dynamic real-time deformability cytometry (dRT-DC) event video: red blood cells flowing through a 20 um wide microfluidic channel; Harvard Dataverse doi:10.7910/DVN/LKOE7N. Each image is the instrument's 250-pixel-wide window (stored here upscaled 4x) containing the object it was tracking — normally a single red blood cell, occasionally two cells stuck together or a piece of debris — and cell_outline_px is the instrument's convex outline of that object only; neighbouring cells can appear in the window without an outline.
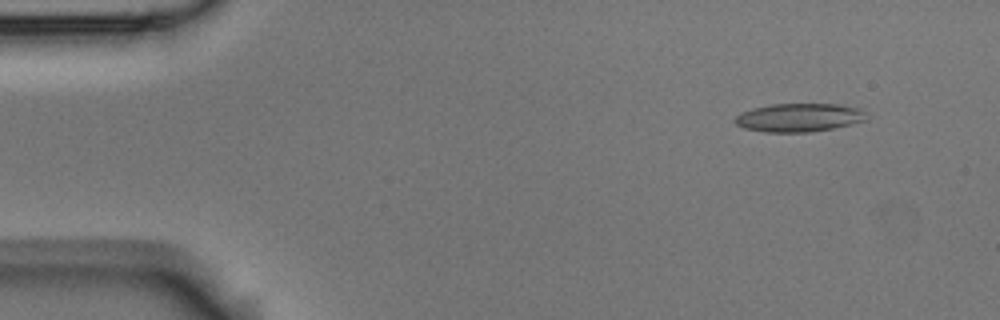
{"species": "Egyptian fruit bat (a non-hibernating species)", "species_latin": "Rousettus aegyptiacus", "temperature_condition": "room temperature", "stored_images_in_passage": 4, "camera_frame_rate_fps": 3000, "um_per_image_px": 0.085, "animal": {"sex": "male"}, "frame": {"image": 1, "passage_image": 2, "time_ms": 0.333, "image_size_px": [1000, 320], "cell_outline_px": [[868, 120], [832, 128], [812, 132], [764, 132], [744, 128], [736, 124], [732, 120], [740, 112], [752, 108], [768, 104], [840, 104], [860, 108], [864, 112]], "centroid_in_image_um": [67.89, 9.99], "position_along_channel_um": 17.1, "area_um2": 21.96}}
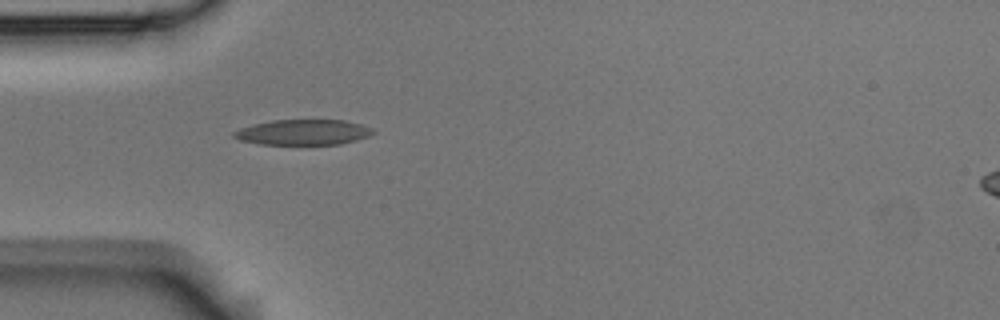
{"frame": {"image": 2, "passage_image": 4, "time_ms": 1.0, "image_size_px": [1000, 320], "cell_outline_px": [[376, 132], [368, 136], [356, 140], [340, 144], [260, 144], [240, 140], [232, 136], [232, 132], [240, 128], [252, 124], [272, 120], [344, 120], [360, 124], [372, 128]], "centroid_in_image_um": [25.75, 11.23], "position_along_channel_um": 59.3, "area_um2": 20.58}}